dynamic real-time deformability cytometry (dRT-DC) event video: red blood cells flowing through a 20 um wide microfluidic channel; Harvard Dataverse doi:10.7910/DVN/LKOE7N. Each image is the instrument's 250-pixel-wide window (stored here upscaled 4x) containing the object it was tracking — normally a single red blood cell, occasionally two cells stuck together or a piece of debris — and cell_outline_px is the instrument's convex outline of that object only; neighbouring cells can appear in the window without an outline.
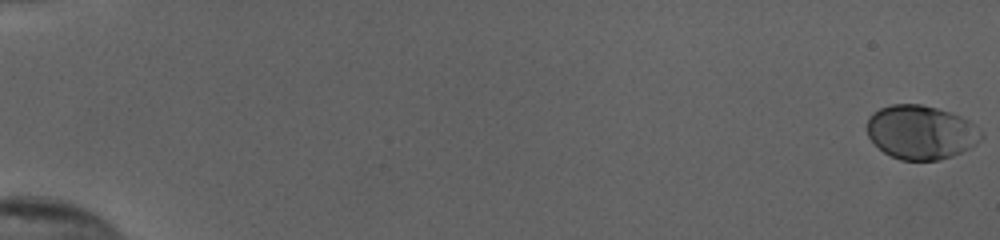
{"species": "human", "species_latin": "Homo sapiens", "temperature_condition": "cold", "stored_images_in_passage": 18, "camera_frame_rate_fps": 3000, "um_per_image_px": 0.085, "donor": {"sex": "female"}, "frame": {"image": 1, "passage_image": 1, "time_ms": 0.0, "image_size_px": [1000, 240], "cell_outline_px": [[984, 136], [976, 144], [952, 156], [940, 160], [900, 160], [884, 152], [868, 136], [868, 116], [872, 112], [880, 108], [892, 104], [920, 104], [936, 108], [960, 116], [968, 120], [984, 132]], "centroid_in_image_um": [78.29, 11.24], "position_along_channel_um": 6.7, "area_um2": 35.78}}